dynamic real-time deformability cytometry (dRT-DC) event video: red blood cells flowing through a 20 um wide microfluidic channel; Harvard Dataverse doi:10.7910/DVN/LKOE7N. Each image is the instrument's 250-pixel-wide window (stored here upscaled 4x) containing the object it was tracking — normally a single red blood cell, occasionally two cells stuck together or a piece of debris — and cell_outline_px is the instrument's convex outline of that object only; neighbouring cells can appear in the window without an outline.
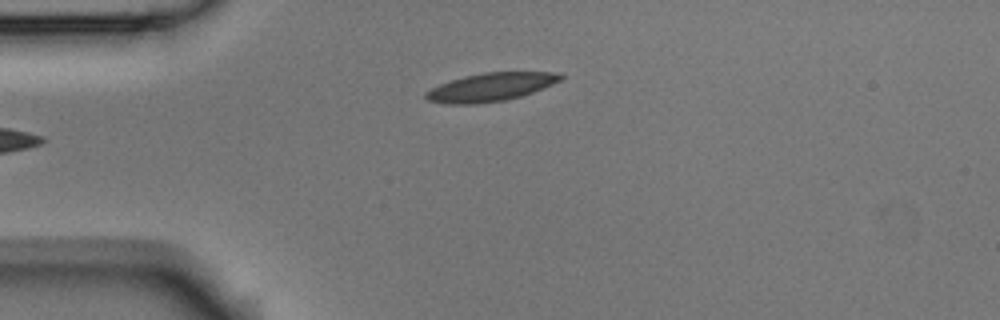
{"species": "Egyptian fruit bat (a non-hibernating species)", "species_latin": "Rousettus aegyptiacus", "temperature_condition": "room temperature", "stored_images_in_passage": 10, "camera_frame_rate_fps": 3000, "um_per_image_px": 0.085, "animal": {"sex": "male"}, "frame": {"image": 1, "passage_image": 3, "time_ms": 0.667, "image_size_px": [1000, 320], "cell_outline_px": [[564, 76], [560, 80], [552, 84], [532, 92], [520, 96], [504, 100], [476, 104], [448, 104], [428, 100], [424, 96], [424, 92], [440, 84], [464, 76], [484, 72], [560, 72]], "centroid_in_image_um": [41.7, 7.4], "position_along_channel_um": 43.3, "area_um2": 22.02}}
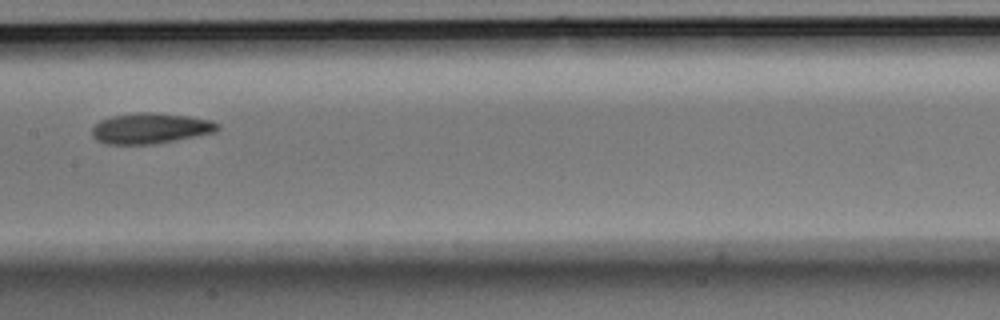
{"frame": {"image": 2, "passage_image": 7, "time_ms": 2.0, "image_size_px": [1000, 320], "cell_outline_px": [[220, 128], [216, 132], [156, 144], [108, 144], [96, 140], [92, 136], [92, 128], [100, 120], [112, 116], [136, 112], [156, 112], [188, 116], [212, 120], [220, 124]], "centroid_in_image_um": [12.81, 10.9], "position_along_channel_um": 194.6, "area_um2": 22.6}}
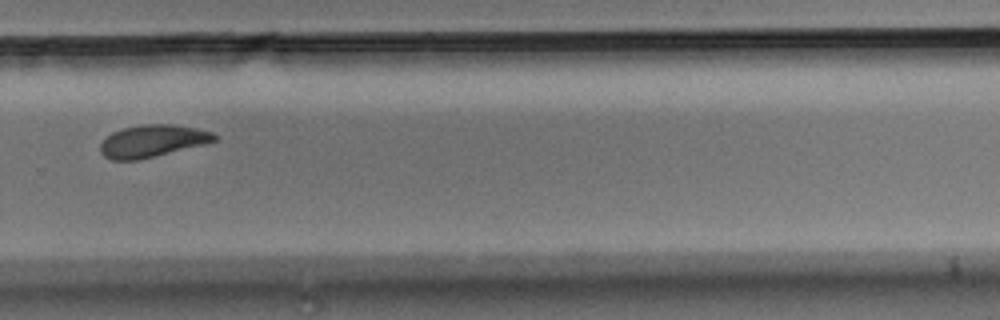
{"frame": {"image": 3, "passage_image": 10, "time_ms": 3.0, "image_size_px": [1000, 320], "cell_outline_px": [[216, 140], [204, 144], [140, 160], [112, 160], [104, 156], [100, 152], [100, 144], [112, 132], [124, 128], [140, 124], [172, 124], [196, 128], [212, 132], [216, 136]], "centroid_in_image_um": [12.93, 11.99], "position_along_channel_um": 316.9, "area_um2": 21.33}}